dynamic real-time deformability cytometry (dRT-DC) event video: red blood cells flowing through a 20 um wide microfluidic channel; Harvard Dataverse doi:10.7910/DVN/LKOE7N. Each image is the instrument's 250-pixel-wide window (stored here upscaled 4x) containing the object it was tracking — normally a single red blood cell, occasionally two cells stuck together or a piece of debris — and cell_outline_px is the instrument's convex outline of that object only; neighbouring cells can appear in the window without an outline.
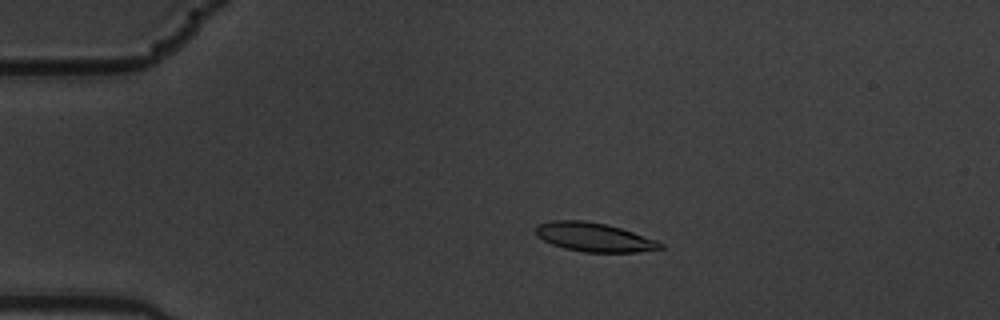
{"species": "common noctule bat (a hibernating species)", "species_latin": "Nyctalus noctula", "temperature_condition": "warm", "stored_images_in_passage": 6, "camera_frame_rate_fps": 3000, "um_per_image_px": 0.085, "animal": {"sex": "male", "body_mass_g": 19.5, "forearm_length_mm": 54.6}, "frame": {"image": 1, "passage_image": 4, "time_ms": 1.0, "image_size_px": [1000, 320], "cell_outline_px": [[664, 248], [636, 252], [584, 252], [564, 248], [552, 244], [536, 236], [536, 228], [540, 224], [552, 220], [584, 220], [608, 224], [656, 240], [664, 244]], "centroid_in_image_um": [50.5, 20.16], "position_along_channel_um": 34.5, "area_um2": 20.87}}
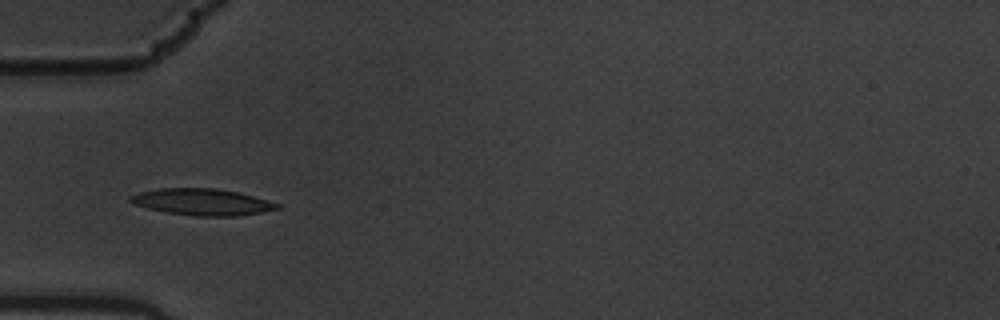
{"frame": {"image": 2, "passage_image": 6, "time_ms": 1.667, "image_size_px": [1000, 320], "cell_outline_px": [[280, 208], [240, 216], [196, 216], [168, 212], [148, 208], [136, 204], [128, 200], [128, 196], [140, 192], [156, 188], [216, 188], [236, 192], [252, 196], [280, 204]], "centroid_in_image_um": [17.16, 17.16], "position_along_channel_um": 67.8, "area_um2": 22.48}}